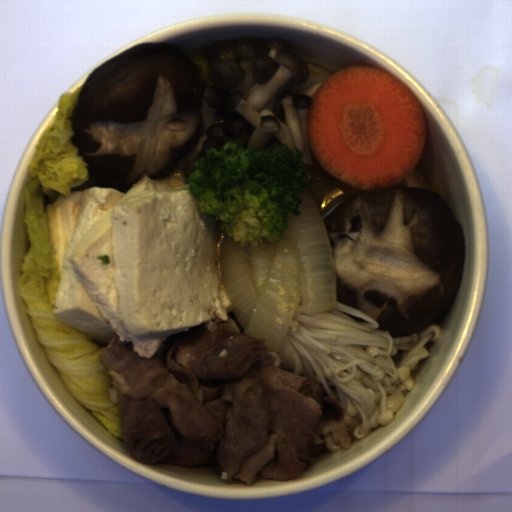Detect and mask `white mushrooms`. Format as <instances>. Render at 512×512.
Returning <instances> with one entry per match:
<instances>
[{"instance_id":"white-mushrooms-1","label":"white mushrooms","mask_w":512,"mask_h":512,"mask_svg":"<svg viewBox=\"0 0 512 512\" xmlns=\"http://www.w3.org/2000/svg\"><path fill=\"white\" fill-rule=\"evenodd\" d=\"M189 54L206 85L200 137L153 179L187 182L199 159L231 141L261 152L288 145L302 154L304 165L313 166L308 115L317 90L333 72L273 37L233 36L203 43Z\"/></svg>"}]
</instances>
